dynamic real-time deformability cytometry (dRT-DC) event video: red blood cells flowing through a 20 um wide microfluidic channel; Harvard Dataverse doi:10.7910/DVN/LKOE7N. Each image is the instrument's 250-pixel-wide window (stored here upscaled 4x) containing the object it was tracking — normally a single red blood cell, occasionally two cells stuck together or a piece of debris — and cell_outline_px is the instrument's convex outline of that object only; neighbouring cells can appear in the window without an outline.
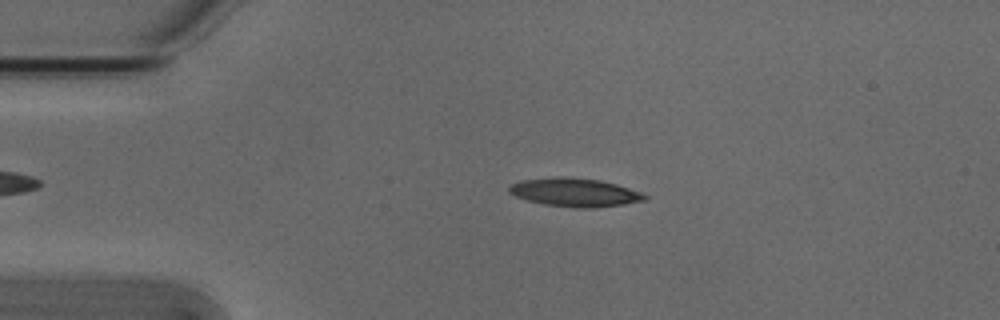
{"species": "Egyptian fruit bat (a non-hibernating species)", "species_latin": "Rousettus aegyptiacus", "temperature_condition": "cold", "stored_images_in_passage": 52, "camera_frame_rate_fps": 3000, "um_per_image_px": 0.085, "animal": {"sex": "male"}, "frame": {"image": 1, "passage_image": 10, "time_ms": 3.0, "image_size_px": [1000, 320], "cell_outline_px": [[648, 196], [644, 200], [624, 204], [592, 208], [576, 208], [544, 204], [528, 200], [516, 196], [508, 192], [508, 188], [512, 184], [524, 180], [560, 176], [600, 180], [616, 184], [640, 192]], "centroid_in_image_um": [48.86, 16.35], "position_along_channel_um": 36.1, "area_um2": 22.2}}
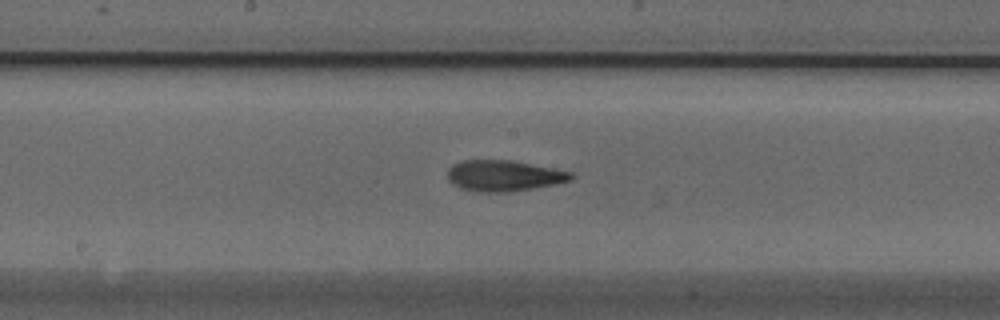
{"frame": {"image": 2, "passage_image": 26, "time_ms": 8.333, "image_size_px": [1000, 320], "cell_outline_px": [[576, 176], [572, 180], [556, 184], [508, 192], [472, 192], [460, 188], [452, 184], [448, 180], [448, 168], [452, 164], [464, 160], [512, 160], [572, 172]], "centroid_in_image_um": [42.81, 14.94], "position_along_channel_um": 205.4, "area_um2": 22.48}}
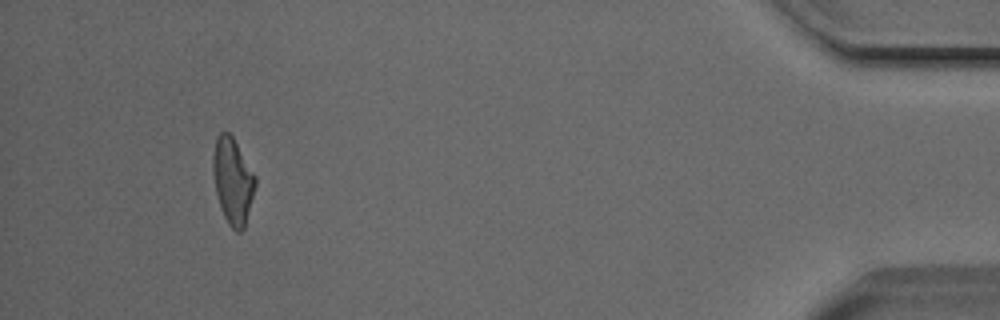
{"frame": {"image": 3, "passage_image": 48, "time_ms": 15.667, "image_size_px": [1000, 320], "cell_outline_px": [[256, 184], [244, 228], [240, 232], [236, 232], [228, 224], [224, 216], [216, 192], [212, 168], [212, 156], [216, 136], [220, 132], [228, 132], [232, 136], [256, 176]], "centroid_in_image_um": [19.77, 15.36], "position_along_channel_um": 415.4, "area_um2": 21.1}, "authors_computed_cell_mechanics": {"area_um2": 21.4727, "velocity_mm_per_s": 3.8464, "shape_relaxation_time_tau1_ms": 9.2658, "shape_relaxation_time_tau2_ms": 2.8222, "deformation_change_tau1": 0.2512, "deformation_change_tau2": 0.1242}}